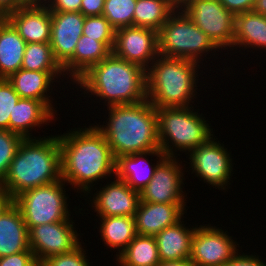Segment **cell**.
I'll use <instances>...</instances> for the list:
<instances>
[{
  "label": "cell",
  "instance_id": "cell-15",
  "mask_svg": "<svg viewBox=\"0 0 266 266\" xmlns=\"http://www.w3.org/2000/svg\"><path fill=\"white\" fill-rule=\"evenodd\" d=\"M107 182L103 187L99 186L96 193L88 192L91 208L98 217L130 216L134 217L140 203V192L133 190L125 181L118 179Z\"/></svg>",
  "mask_w": 266,
  "mask_h": 266
},
{
  "label": "cell",
  "instance_id": "cell-8",
  "mask_svg": "<svg viewBox=\"0 0 266 266\" xmlns=\"http://www.w3.org/2000/svg\"><path fill=\"white\" fill-rule=\"evenodd\" d=\"M66 184V185H65ZM63 180L26 190L14 199L20 209L28 231L42 224L72 219L68 193Z\"/></svg>",
  "mask_w": 266,
  "mask_h": 266
},
{
  "label": "cell",
  "instance_id": "cell-18",
  "mask_svg": "<svg viewBox=\"0 0 266 266\" xmlns=\"http://www.w3.org/2000/svg\"><path fill=\"white\" fill-rule=\"evenodd\" d=\"M61 75L65 79L64 72L31 71L21 68L7 80L12 84L20 98L42 101L57 116L51 94L52 87L55 86L54 82H63L64 79H61ZM59 78L61 81L57 80Z\"/></svg>",
  "mask_w": 266,
  "mask_h": 266
},
{
  "label": "cell",
  "instance_id": "cell-21",
  "mask_svg": "<svg viewBox=\"0 0 266 266\" xmlns=\"http://www.w3.org/2000/svg\"><path fill=\"white\" fill-rule=\"evenodd\" d=\"M55 117L56 115L42 101L20 98L10 114L9 131L24 139L37 138L32 135V129L49 125L48 123L56 120Z\"/></svg>",
  "mask_w": 266,
  "mask_h": 266
},
{
  "label": "cell",
  "instance_id": "cell-14",
  "mask_svg": "<svg viewBox=\"0 0 266 266\" xmlns=\"http://www.w3.org/2000/svg\"><path fill=\"white\" fill-rule=\"evenodd\" d=\"M112 53L147 69L159 56L158 32L138 26L116 29Z\"/></svg>",
  "mask_w": 266,
  "mask_h": 266
},
{
  "label": "cell",
  "instance_id": "cell-31",
  "mask_svg": "<svg viewBox=\"0 0 266 266\" xmlns=\"http://www.w3.org/2000/svg\"><path fill=\"white\" fill-rule=\"evenodd\" d=\"M137 0H105L102 15L115 28L133 26Z\"/></svg>",
  "mask_w": 266,
  "mask_h": 266
},
{
  "label": "cell",
  "instance_id": "cell-45",
  "mask_svg": "<svg viewBox=\"0 0 266 266\" xmlns=\"http://www.w3.org/2000/svg\"><path fill=\"white\" fill-rule=\"evenodd\" d=\"M252 11L266 15V0H255Z\"/></svg>",
  "mask_w": 266,
  "mask_h": 266
},
{
  "label": "cell",
  "instance_id": "cell-7",
  "mask_svg": "<svg viewBox=\"0 0 266 266\" xmlns=\"http://www.w3.org/2000/svg\"><path fill=\"white\" fill-rule=\"evenodd\" d=\"M219 50L221 49L197 27L180 7H177L170 14L158 31V52L160 56L185 58L201 64L204 59L206 61L204 57L209 56V52L213 53L212 56H216L215 53Z\"/></svg>",
  "mask_w": 266,
  "mask_h": 266
},
{
  "label": "cell",
  "instance_id": "cell-37",
  "mask_svg": "<svg viewBox=\"0 0 266 266\" xmlns=\"http://www.w3.org/2000/svg\"><path fill=\"white\" fill-rule=\"evenodd\" d=\"M261 258V259H260ZM250 253H240L239 252L230 259L224 266H266V262L262 257Z\"/></svg>",
  "mask_w": 266,
  "mask_h": 266
},
{
  "label": "cell",
  "instance_id": "cell-33",
  "mask_svg": "<svg viewBox=\"0 0 266 266\" xmlns=\"http://www.w3.org/2000/svg\"><path fill=\"white\" fill-rule=\"evenodd\" d=\"M23 139L9 130H0V183L4 180Z\"/></svg>",
  "mask_w": 266,
  "mask_h": 266
},
{
  "label": "cell",
  "instance_id": "cell-2",
  "mask_svg": "<svg viewBox=\"0 0 266 266\" xmlns=\"http://www.w3.org/2000/svg\"><path fill=\"white\" fill-rule=\"evenodd\" d=\"M74 84L76 88H81L80 92H84L81 95H96L95 100H103L102 103L107 107L147 100L146 69L112 52Z\"/></svg>",
  "mask_w": 266,
  "mask_h": 266
},
{
  "label": "cell",
  "instance_id": "cell-12",
  "mask_svg": "<svg viewBox=\"0 0 266 266\" xmlns=\"http://www.w3.org/2000/svg\"><path fill=\"white\" fill-rule=\"evenodd\" d=\"M226 232L209 223L197 227L190 260L198 266H224L239 251V244Z\"/></svg>",
  "mask_w": 266,
  "mask_h": 266
},
{
  "label": "cell",
  "instance_id": "cell-10",
  "mask_svg": "<svg viewBox=\"0 0 266 266\" xmlns=\"http://www.w3.org/2000/svg\"><path fill=\"white\" fill-rule=\"evenodd\" d=\"M214 135L188 153L191 174L195 173L202 182L221 191H227L232 177L233 165L231 151ZM221 143V144H220ZM225 147V148H224ZM215 186V187H214ZM227 186V187H226Z\"/></svg>",
  "mask_w": 266,
  "mask_h": 266
},
{
  "label": "cell",
  "instance_id": "cell-19",
  "mask_svg": "<svg viewBox=\"0 0 266 266\" xmlns=\"http://www.w3.org/2000/svg\"><path fill=\"white\" fill-rule=\"evenodd\" d=\"M28 43H50L51 12L48 7L21 6L5 17Z\"/></svg>",
  "mask_w": 266,
  "mask_h": 266
},
{
  "label": "cell",
  "instance_id": "cell-11",
  "mask_svg": "<svg viewBox=\"0 0 266 266\" xmlns=\"http://www.w3.org/2000/svg\"><path fill=\"white\" fill-rule=\"evenodd\" d=\"M72 219L34 226L28 231L29 248L39 265L49 257L73 251L80 244V234ZM76 229V230H75Z\"/></svg>",
  "mask_w": 266,
  "mask_h": 266
},
{
  "label": "cell",
  "instance_id": "cell-36",
  "mask_svg": "<svg viewBox=\"0 0 266 266\" xmlns=\"http://www.w3.org/2000/svg\"><path fill=\"white\" fill-rule=\"evenodd\" d=\"M0 266H40L32 251H22L0 258Z\"/></svg>",
  "mask_w": 266,
  "mask_h": 266
},
{
  "label": "cell",
  "instance_id": "cell-46",
  "mask_svg": "<svg viewBox=\"0 0 266 266\" xmlns=\"http://www.w3.org/2000/svg\"><path fill=\"white\" fill-rule=\"evenodd\" d=\"M176 6L180 7L186 0H171Z\"/></svg>",
  "mask_w": 266,
  "mask_h": 266
},
{
  "label": "cell",
  "instance_id": "cell-29",
  "mask_svg": "<svg viewBox=\"0 0 266 266\" xmlns=\"http://www.w3.org/2000/svg\"><path fill=\"white\" fill-rule=\"evenodd\" d=\"M177 7L171 0H137L133 26L158 32Z\"/></svg>",
  "mask_w": 266,
  "mask_h": 266
},
{
  "label": "cell",
  "instance_id": "cell-3",
  "mask_svg": "<svg viewBox=\"0 0 266 266\" xmlns=\"http://www.w3.org/2000/svg\"><path fill=\"white\" fill-rule=\"evenodd\" d=\"M107 110L106 123H96L95 127L103 134L115 159L160 150L156 108L149 101L113 105Z\"/></svg>",
  "mask_w": 266,
  "mask_h": 266
},
{
  "label": "cell",
  "instance_id": "cell-26",
  "mask_svg": "<svg viewBox=\"0 0 266 266\" xmlns=\"http://www.w3.org/2000/svg\"><path fill=\"white\" fill-rule=\"evenodd\" d=\"M237 48L266 50V15L254 11L235 15L233 50Z\"/></svg>",
  "mask_w": 266,
  "mask_h": 266
},
{
  "label": "cell",
  "instance_id": "cell-22",
  "mask_svg": "<svg viewBox=\"0 0 266 266\" xmlns=\"http://www.w3.org/2000/svg\"><path fill=\"white\" fill-rule=\"evenodd\" d=\"M29 248L28 229L18 206L13 203L0 216V258Z\"/></svg>",
  "mask_w": 266,
  "mask_h": 266
},
{
  "label": "cell",
  "instance_id": "cell-24",
  "mask_svg": "<svg viewBox=\"0 0 266 266\" xmlns=\"http://www.w3.org/2000/svg\"><path fill=\"white\" fill-rule=\"evenodd\" d=\"M111 51L100 41L82 35L76 44L73 57L62 67L66 80L72 85L92 66L100 63ZM69 74V75H68Z\"/></svg>",
  "mask_w": 266,
  "mask_h": 266
},
{
  "label": "cell",
  "instance_id": "cell-20",
  "mask_svg": "<svg viewBox=\"0 0 266 266\" xmlns=\"http://www.w3.org/2000/svg\"><path fill=\"white\" fill-rule=\"evenodd\" d=\"M147 156L156 157V164ZM166 157L161 150L141 152L116 158L115 176L126 182L133 190L140 192L152 179L157 165Z\"/></svg>",
  "mask_w": 266,
  "mask_h": 266
},
{
  "label": "cell",
  "instance_id": "cell-40",
  "mask_svg": "<svg viewBox=\"0 0 266 266\" xmlns=\"http://www.w3.org/2000/svg\"><path fill=\"white\" fill-rule=\"evenodd\" d=\"M105 0H81L80 12L85 16H99L104 10Z\"/></svg>",
  "mask_w": 266,
  "mask_h": 266
},
{
  "label": "cell",
  "instance_id": "cell-16",
  "mask_svg": "<svg viewBox=\"0 0 266 266\" xmlns=\"http://www.w3.org/2000/svg\"><path fill=\"white\" fill-rule=\"evenodd\" d=\"M84 20L81 12H51L50 46L61 67L73 57L82 36Z\"/></svg>",
  "mask_w": 266,
  "mask_h": 266
},
{
  "label": "cell",
  "instance_id": "cell-4",
  "mask_svg": "<svg viewBox=\"0 0 266 266\" xmlns=\"http://www.w3.org/2000/svg\"><path fill=\"white\" fill-rule=\"evenodd\" d=\"M21 142L0 186L15 199L26 190L61 180V149L57 135Z\"/></svg>",
  "mask_w": 266,
  "mask_h": 266
},
{
  "label": "cell",
  "instance_id": "cell-30",
  "mask_svg": "<svg viewBox=\"0 0 266 266\" xmlns=\"http://www.w3.org/2000/svg\"><path fill=\"white\" fill-rule=\"evenodd\" d=\"M21 68L31 71L63 72L53 55L50 43H28Z\"/></svg>",
  "mask_w": 266,
  "mask_h": 266
},
{
  "label": "cell",
  "instance_id": "cell-32",
  "mask_svg": "<svg viewBox=\"0 0 266 266\" xmlns=\"http://www.w3.org/2000/svg\"><path fill=\"white\" fill-rule=\"evenodd\" d=\"M116 29L103 16L85 17L82 35L102 42L111 52L114 46Z\"/></svg>",
  "mask_w": 266,
  "mask_h": 266
},
{
  "label": "cell",
  "instance_id": "cell-35",
  "mask_svg": "<svg viewBox=\"0 0 266 266\" xmlns=\"http://www.w3.org/2000/svg\"><path fill=\"white\" fill-rule=\"evenodd\" d=\"M81 244L73 251L55 255L44 260L40 266H92L87 259V252Z\"/></svg>",
  "mask_w": 266,
  "mask_h": 266
},
{
  "label": "cell",
  "instance_id": "cell-41",
  "mask_svg": "<svg viewBox=\"0 0 266 266\" xmlns=\"http://www.w3.org/2000/svg\"><path fill=\"white\" fill-rule=\"evenodd\" d=\"M19 7H21L20 0H0V18H5Z\"/></svg>",
  "mask_w": 266,
  "mask_h": 266
},
{
  "label": "cell",
  "instance_id": "cell-13",
  "mask_svg": "<svg viewBox=\"0 0 266 266\" xmlns=\"http://www.w3.org/2000/svg\"><path fill=\"white\" fill-rule=\"evenodd\" d=\"M177 158V156H166L157 165L152 179L140 191L141 202L187 203L185 202L187 193L183 192L186 170H183L184 165H181L182 161Z\"/></svg>",
  "mask_w": 266,
  "mask_h": 266
},
{
  "label": "cell",
  "instance_id": "cell-34",
  "mask_svg": "<svg viewBox=\"0 0 266 266\" xmlns=\"http://www.w3.org/2000/svg\"><path fill=\"white\" fill-rule=\"evenodd\" d=\"M20 96L7 79H0V130H9L10 114Z\"/></svg>",
  "mask_w": 266,
  "mask_h": 266
},
{
  "label": "cell",
  "instance_id": "cell-6",
  "mask_svg": "<svg viewBox=\"0 0 266 266\" xmlns=\"http://www.w3.org/2000/svg\"><path fill=\"white\" fill-rule=\"evenodd\" d=\"M198 112L194 106L156 108L160 150L166 156L187 155L213 136L209 121Z\"/></svg>",
  "mask_w": 266,
  "mask_h": 266
},
{
  "label": "cell",
  "instance_id": "cell-43",
  "mask_svg": "<svg viewBox=\"0 0 266 266\" xmlns=\"http://www.w3.org/2000/svg\"><path fill=\"white\" fill-rule=\"evenodd\" d=\"M157 266H198L190 259H182L177 261H160Z\"/></svg>",
  "mask_w": 266,
  "mask_h": 266
},
{
  "label": "cell",
  "instance_id": "cell-5",
  "mask_svg": "<svg viewBox=\"0 0 266 266\" xmlns=\"http://www.w3.org/2000/svg\"><path fill=\"white\" fill-rule=\"evenodd\" d=\"M200 66L193 60L159 55L146 69L147 101L155 108L192 106Z\"/></svg>",
  "mask_w": 266,
  "mask_h": 266
},
{
  "label": "cell",
  "instance_id": "cell-1",
  "mask_svg": "<svg viewBox=\"0 0 266 266\" xmlns=\"http://www.w3.org/2000/svg\"><path fill=\"white\" fill-rule=\"evenodd\" d=\"M84 127L69 129L70 132L58 135V141L61 149V179L71 189L76 188V192H83L81 195L85 196L95 189L93 187L100 179L112 178L111 174L115 176L116 159L95 125Z\"/></svg>",
  "mask_w": 266,
  "mask_h": 266
},
{
  "label": "cell",
  "instance_id": "cell-9",
  "mask_svg": "<svg viewBox=\"0 0 266 266\" xmlns=\"http://www.w3.org/2000/svg\"><path fill=\"white\" fill-rule=\"evenodd\" d=\"M180 8L221 51L233 50L235 15L220 0H186Z\"/></svg>",
  "mask_w": 266,
  "mask_h": 266
},
{
  "label": "cell",
  "instance_id": "cell-17",
  "mask_svg": "<svg viewBox=\"0 0 266 266\" xmlns=\"http://www.w3.org/2000/svg\"><path fill=\"white\" fill-rule=\"evenodd\" d=\"M186 203L141 202L134 215L136 232L142 236H156L163 229L179 222L187 213Z\"/></svg>",
  "mask_w": 266,
  "mask_h": 266
},
{
  "label": "cell",
  "instance_id": "cell-23",
  "mask_svg": "<svg viewBox=\"0 0 266 266\" xmlns=\"http://www.w3.org/2000/svg\"><path fill=\"white\" fill-rule=\"evenodd\" d=\"M183 220L182 218L155 236L160 261L190 259L192 238L198 225L189 228Z\"/></svg>",
  "mask_w": 266,
  "mask_h": 266
},
{
  "label": "cell",
  "instance_id": "cell-39",
  "mask_svg": "<svg viewBox=\"0 0 266 266\" xmlns=\"http://www.w3.org/2000/svg\"><path fill=\"white\" fill-rule=\"evenodd\" d=\"M222 5L234 15L252 11L255 0H220Z\"/></svg>",
  "mask_w": 266,
  "mask_h": 266
},
{
  "label": "cell",
  "instance_id": "cell-38",
  "mask_svg": "<svg viewBox=\"0 0 266 266\" xmlns=\"http://www.w3.org/2000/svg\"><path fill=\"white\" fill-rule=\"evenodd\" d=\"M47 7L50 12H80L81 0H52Z\"/></svg>",
  "mask_w": 266,
  "mask_h": 266
},
{
  "label": "cell",
  "instance_id": "cell-27",
  "mask_svg": "<svg viewBox=\"0 0 266 266\" xmlns=\"http://www.w3.org/2000/svg\"><path fill=\"white\" fill-rule=\"evenodd\" d=\"M98 218L100 219L98 232L101 233L102 242L111 250L118 251L116 258L137 236L134 217L109 216Z\"/></svg>",
  "mask_w": 266,
  "mask_h": 266
},
{
  "label": "cell",
  "instance_id": "cell-28",
  "mask_svg": "<svg viewBox=\"0 0 266 266\" xmlns=\"http://www.w3.org/2000/svg\"><path fill=\"white\" fill-rule=\"evenodd\" d=\"M115 259L118 266H157L160 258L155 236L137 234Z\"/></svg>",
  "mask_w": 266,
  "mask_h": 266
},
{
  "label": "cell",
  "instance_id": "cell-42",
  "mask_svg": "<svg viewBox=\"0 0 266 266\" xmlns=\"http://www.w3.org/2000/svg\"><path fill=\"white\" fill-rule=\"evenodd\" d=\"M14 203L13 197L0 186V216Z\"/></svg>",
  "mask_w": 266,
  "mask_h": 266
},
{
  "label": "cell",
  "instance_id": "cell-25",
  "mask_svg": "<svg viewBox=\"0 0 266 266\" xmlns=\"http://www.w3.org/2000/svg\"><path fill=\"white\" fill-rule=\"evenodd\" d=\"M26 45L13 25L0 18V79H8L21 69Z\"/></svg>",
  "mask_w": 266,
  "mask_h": 266
},
{
  "label": "cell",
  "instance_id": "cell-44",
  "mask_svg": "<svg viewBox=\"0 0 266 266\" xmlns=\"http://www.w3.org/2000/svg\"><path fill=\"white\" fill-rule=\"evenodd\" d=\"M52 0H20L21 6L47 7Z\"/></svg>",
  "mask_w": 266,
  "mask_h": 266
}]
</instances>
